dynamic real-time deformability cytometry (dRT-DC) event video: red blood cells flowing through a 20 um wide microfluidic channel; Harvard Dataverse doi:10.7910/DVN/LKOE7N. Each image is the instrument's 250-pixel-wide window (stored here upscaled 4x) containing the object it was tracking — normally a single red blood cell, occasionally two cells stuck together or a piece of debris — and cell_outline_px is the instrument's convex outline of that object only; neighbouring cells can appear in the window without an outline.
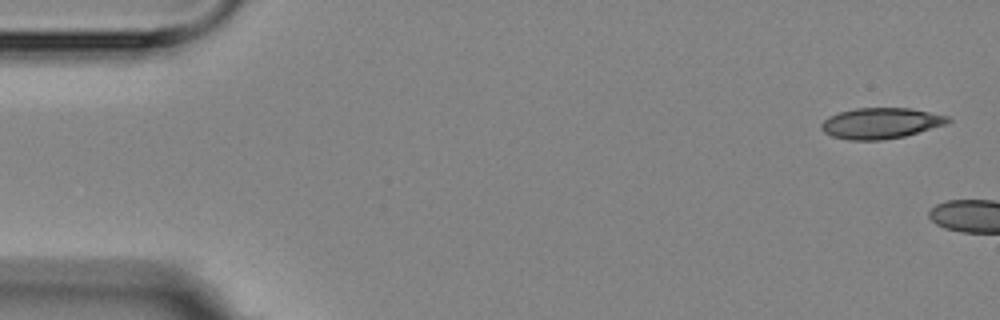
{"species": "Egyptian fruit bat (a non-hibernating species)", "species_latin": "Rousettus aegyptiacus", "temperature_condition": "room temperature", "stored_images_in_passage": 2, "camera_frame_rate_fps": 3000, "um_per_image_px": 0.085, "animal": {"sex": "female"}, "frame": {"image": 1, "passage_image": 1, "time_ms": 0.0, "image_size_px": [1000, 320], "cell_outline_px": [[952, 120], [944, 124], [904, 136], [880, 140], [848, 140], [832, 136], [824, 132], [820, 128], [820, 124], [828, 116], [840, 112], [856, 108], [908, 108], [948, 116]], "centroid_in_image_um": [74.8, 10.47], "position_along_channel_um": 10.2, "area_um2": 22.48}}